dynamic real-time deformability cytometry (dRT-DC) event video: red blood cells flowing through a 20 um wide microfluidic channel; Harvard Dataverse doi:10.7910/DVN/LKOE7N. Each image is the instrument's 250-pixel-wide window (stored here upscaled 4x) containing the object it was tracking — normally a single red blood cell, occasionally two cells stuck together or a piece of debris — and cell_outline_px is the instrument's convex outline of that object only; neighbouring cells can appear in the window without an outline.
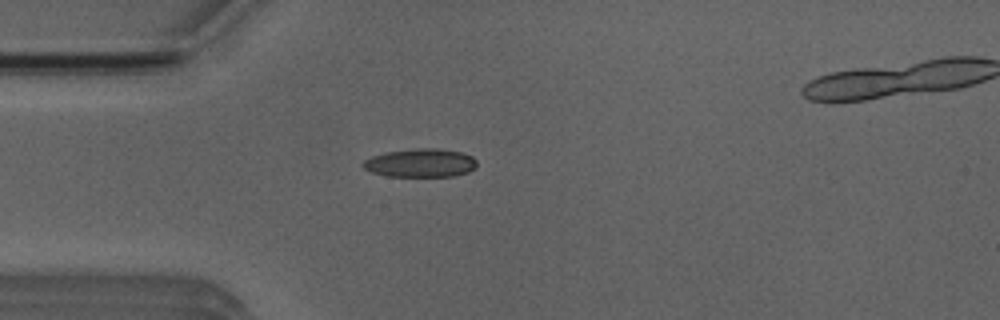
{"species": "Egyptian fruit bat (a non-hibernating species)", "species_latin": "Rousettus aegyptiacus", "temperature_condition": "room temperature", "stored_images_in_passage": 5, "camera_frame_rate_fps": 3000, "um_per_image_px": 0.085, "animal": {"sex": "male"}, "frame": {"image": 1, "passage_image": 4, "time_ms": 3.667, "image_size_px": [1000, 320], "cell_outline_px": [[476, 164], [468, 172], [456, 176], [388, 176], [372, 172], [364, 168], [360, 164], [364, 160], [372, 156], [388, 152], [420, 148], [436, 148], [460, 152], [472, 156], [476, 160]], "centroid_in_image_um": [35.73, 13.85], "position_along_channel_um": 49.3, "area_um2": 18.67}}